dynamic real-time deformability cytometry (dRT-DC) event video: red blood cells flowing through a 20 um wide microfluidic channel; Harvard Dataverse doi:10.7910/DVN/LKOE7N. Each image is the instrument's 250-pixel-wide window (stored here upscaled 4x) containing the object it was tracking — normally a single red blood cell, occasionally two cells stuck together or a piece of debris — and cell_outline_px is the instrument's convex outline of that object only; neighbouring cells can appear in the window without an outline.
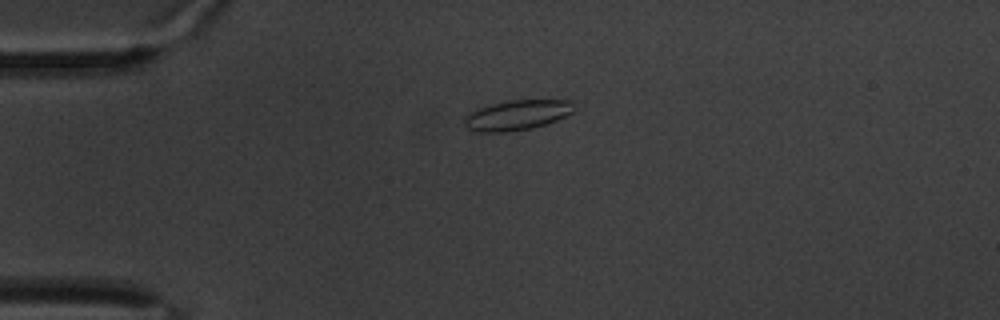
{"species": "common noctule bat (a hibernating species)", "species_latin": "Nyctalus noctula", "temperature_condition": "warm", "stored_images_in_passage": 52, "camera_frame_rate_fps": 3000, "um_per_image_px": 0.085, "animal": {"sex": "male", "body_mass_g": 20.1, "forearm_length_mm": 53.5}, "frame": {"image": 1, "passage_image": 4, "time_ms": 1.0, "image_size_px": [1000, 320], "cell_outline_px": [[576, 112], [556, 120], [532, 128], [508, 132], [476, 132], [468, 128], [464, 124], [464, 116], [468, 112], [476, 108], [508, 100], [572, 100], [576, 108]], "centroid_in_image_um": [43.95, 9.78], "position_along_channel_um": 41.0, "area_um2": 19.54}}
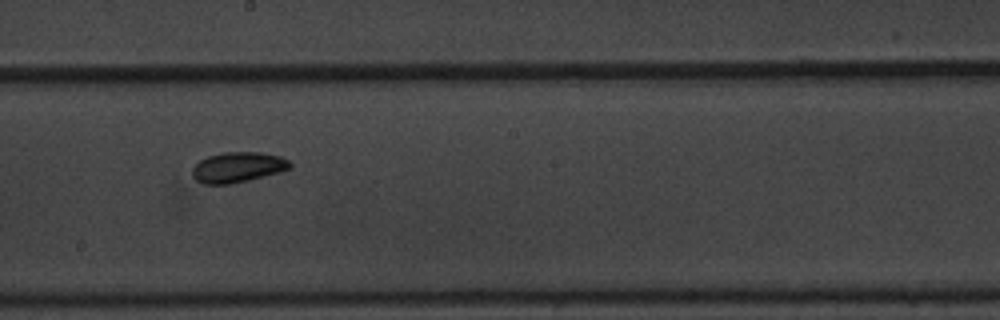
{"frame": {"image": 2, "passage_image": 24, "time_ms": 7.667, "image_size_px": [1000, 320], "cell_outline_px": [[292, 168], [280, 172], [248, 180], [228, 184], [204, 184], [196, 180], [192, 176], [192, 168], [200, 160], [208, 156], [224, 152], [260, 152], [280, 156], [288, 160], [292, 164]], "centroid_in_image_um": [20.22, 14.21], "position_along_channel_um": 228.0, "area_um2": 17.28}}
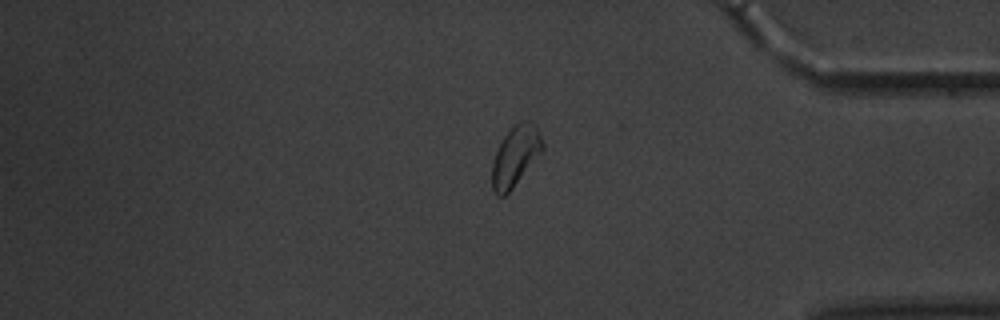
{"frame": {"image": 3, "passage_image": 41, "time_ms": 13.333, "image_size_px": [1000, 320], "cell_outline_px": [[544, 148], [512, 188], [504, 196], [496, 196], [492, 188], [492, 164], [496, 152], [504, 136], [520, 120], [532, 120], [536, 124], [544, 144]], "centroid_in_image_um": [43.82, 13.24], "position_along_channel_um": 391.4, "area_um2": 17.46}}